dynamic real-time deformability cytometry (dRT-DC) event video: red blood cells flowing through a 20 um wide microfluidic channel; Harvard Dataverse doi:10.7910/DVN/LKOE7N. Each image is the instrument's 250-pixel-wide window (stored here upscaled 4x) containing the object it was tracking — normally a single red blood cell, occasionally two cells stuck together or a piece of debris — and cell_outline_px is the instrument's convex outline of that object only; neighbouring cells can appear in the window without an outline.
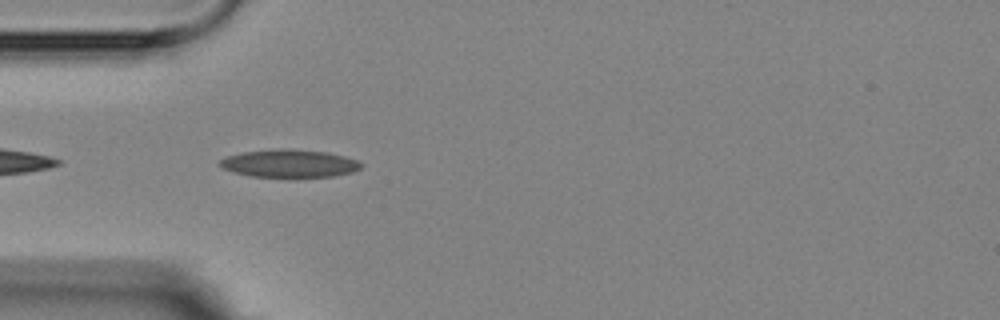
{"species": "Egyptian fruit bat (a non-hibernating species)", "species_latin": "Rousettus aegyptiacus", "temperature_condition": "room temperature", "stored_images_in_passage": 5, "camera_frame_rate_fps": 3000, "um_per_image_px": 0.085, "animal": {"sex": "female"}, "frame": {"image": 1, "passage_image": 4, "time_ms": 4.333, "image_size_px": [1000, 320], "cell_outline_px": [[364, 164], [360, 168], [352, 172], [332, 176], [252, 176], [232, 172], [216, 164], [220, 160], [228, 156], [244, 152], [280, 148], [292, 148], [324, 152], [344, 156], [356, 160]], "centroid_in_image_um": [24.58, 13.88], "position_along_channel_um": 60.4, "area_um2": 22.6}}
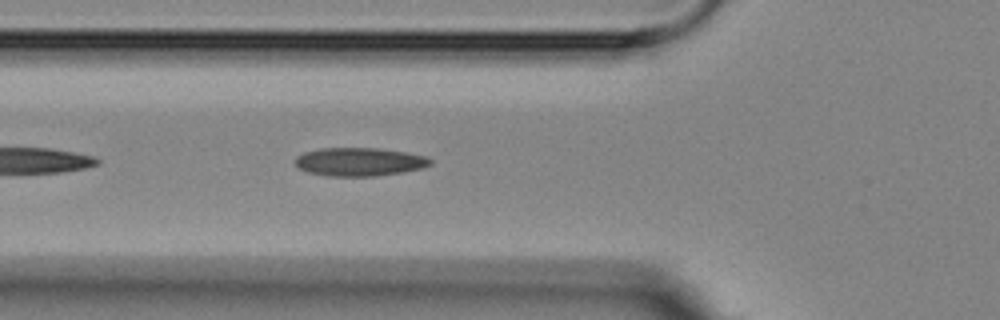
{"frame": {"image": 2, "passage_image": 5, "time_ms": 5.333, "image_size_px": [1000, 320], "cell_outline_px": [[432, 164], [424, 168], [404, 172], [376, 176], [328, 176], [308, 172], [300, 168], [296, 164], [296, 156], [304, 152], [320, 148], [376, 148], [404, 152], [428, 156], [432, 160]], "centroid_in_image_um": [30.59, 13.75], "position_along_channel_um": 95.2, "area_um2": 22.43}}